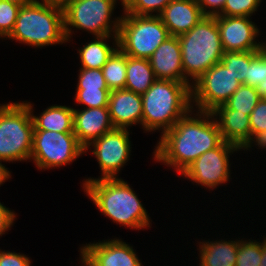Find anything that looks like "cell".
I'll list each match as a JSON object with an SVG mask.
<instances>
[{"instance_id": "obj_1", "label": "cell", "mask_w": 266, "mask_h": 266, "mask_svg": "<svg viewBox=\"0 0 266 266\" xmlns=\"http://www.w3.org/2000/svg\"><path fill=\"white\" fill-rule=\"evenodd\" d=\"M192 112L190 110L171 129L161 134L153 152L156 162L174 167L179 175L198 157L223 142L211 112L196 111L193 117Z\"/></svg>"}, {"instance_id": "obj_2", "label": "cell", "mask_w": 266, "mask_h": 266, "mask_svg": "<svg viewBox=\"0 0 266 266\" xmlns=\"http://www.w3.org/2000/svg\"><path fill=\"white\" fill-rule=\"evenodd\" d=\"M121 178L85 179L84 192L114 223L131 229L150 227V218L138 195Z\"/></svg>"}, {"instance_id": "obj_3", "label": "cell", "mask_w": 266, "mask_h": 266, "mask_svg": "<svg viewBox=\"0 0 266 266\" xmlns=\"http://www.w3.org/2000/svg\"><path fill=\"white\" fill-rule=\"evenodd\" d=\"M191 86L186 82L157 79L142 94V126L147 132L162 130V134L190 110H194L191 102Z\"/></svg>"}, {"instance_id": "obj_4", "label": "cell", "mask_w": 266, "mask_h": 266, "mask_svg": "<svg viewBox=\"0 0 266 266\" xmlns=\"http://www.w3.org/2000/svg\"><path fill=\"white\" fill-rule=\"evenodd\" d=\"M7 38L37 48L68 42L62 6L50 0H36L21 6L14 28Z\"/></svg>"}, {"instance_id": "obj_5", "label": "cell", "mask_w": 266, "mask_h": 266, "mask_svg": "<svg viewBox=\"0 0 266 266\" xmlns=\"http://www.w3.org/2000/svg\"><path fill=\"white\" fill-rule=\"evenodd\" d=\"M178 39L184 82L187 84H193L212 66L220 63L225 52L216 18L212 16H204L190 31L179 35Z\"/></svg>"}, {"instance_id": "obj_6", "label": "cell", "mask_w": 266, "mask_h": 266, "mask_svg": "<svg viewBox=\"0 0 266 266\" xmlns=\"http://www.w3.org/2000/svg\"><path fill=\"white\" fill-rule=\"evenodd\" d=\"M33 131L31 112L24 102L0 104V161L29 160Z\"/></svg>"}, {"instance_id": "obj_7", "label": "cell", "mask_w": 266, "mask_h": 266, "mask_svg": "<svg viewBox=\"0 0 266 266\" xmlns=\"http://www.w3.org/2000/svg\"><path fill=\"white\" fill-rule=\"evenodd\" d=\"M115 5V0H69L66 2L62 8L67 41H70L74 33L72 28L83 29L95 37L118 36L121 17L115 18L114 21L111 19Z\"/></svg>"}, {"instance_id": "obj_8", "label": "cell", "mask_w": 266, "mask_h": 266, "mask_svg": "<svg viewBox=\"0 0 266 266\" xmlns=\"http://www.w3.org/2000/svg\"><path fill=\"white\" fill-rule=\"evenodd\" d=\"M169 36L159 16L124 12L120 19L118 47L128 56L149 59Z\"/></svg>"}, {"instance_id": "obj_9", "label": "cell", "mask_w": 266, "mask_h": 266, "mask_svg": "<svg viewBox=\"0 0 266 266\" xmlns=\"http://www.w3.org/2000/svg\"><path fill=\"white\" fill-rule=\"evenodd\" d=\"M85 148L78 142L74 132L34 130L30 160L38 169H52L69 165Z\"/></svg>"}, {"instance_id": "obj_10", "label": "cell", "mask_w": 266, "mask_h": 266, "mask_svg": "<svg viewBox=\"0 0 266 266\" xmlns=\"http://www.w3.org/2000/svg\"><path fill=\"white\" fill-rule=\"evenodd\" d=\"M242 84L220 62L212 66L191 86V102L197 111L211 112L224 105Z\"/></svg>"}, {"instance_id": "obj_11", "label": "cell", "mask_w": 266, "mask_h": 266, "mask_svg": "<svg viewBox=\"0 0 266 266\" xmlns=\"http://www.w3.org/2000/svg\"><path fill=\"white\" fill-rule=\"evenodd\" d=\"M239 150L241 149L237 145L223 141L218 147L206 151L193 161L181 175L205 188H217L229 181V156Z\"/></svg>"}, {"instance_id": "obj_12", "label": "cell", "mask_w": 266, "mask_h": 266, "mask_svg": "<svg viewBox=\"0 0 266 266\" xmlns=\"http://www.w3.org/2000/svg\"><path fill=\"white\" fill-rule=\"evenodd\" d=\"M129 135L128 129L114 128L85 148V153L90 148L89 146L94 148L91 151L96 156L102 171L101 179L118 178V172L129 160L131 151Z\"/></svg>"}, {"instance_id": "obj_13", "label": "cell", "mask_w": 266, "mask_h": 266, "mask_svg": "<svg viewBox=\"0 0 266 266\" xmlns=\"http://www.w3.org/2000/svg\"><path fill=\"white\" fill-rule=\"evenodd\" d=\"M220 32L222 46L225 52L260 51L263 42L257 43L259 28L244 16H214Z\"/></svg>"}, {"instance_id": "obj_14", "label": "cell", "mask_w": 266, "mask_h": 266, "mask_svg": "<svg viewBox=\"0 0 266 266\" xmlns=\"http://www.w3.org/2000/svg\"><path fill=\"white\" fill-rule=\"evenodd\" d=\"M80 249L85 266H142L133 247L121 239L94 242Z\"/></svg>"}, {"instance_id": "obj_15", "label": "cell", "mask_w": 266, "mask_h": 266, "mask_svg": "<svg viewBox=\"0 0 266 266\" xmlns=\"http://www.w3.org/2000/svg\"><path fill=\"white\" fill-rule=\"evenodd\" d=\"M113 129L108 107L73 108V132L84 148Z\"/></svg>"}, {"instance_id": "obj_16", "label": "cell", "mask_w": 266, "mask_h": 266, "mask_svg": "<svg viewBox=\"0 0 266 266\" xmlns=\"http://www.w3.org/2000/svg\"><path fill=\"white\" fill-rule=\"evenodd\" d=\"M108 110L114 128L128 129L137 123L142 125V96L128 89L110 91Z\"/></svg>"}, {"instance_id": "obj_17", "label": "cell", "mask_w": 266, "mask_h": 266, "mask_svg": "<svg viewBox=\"0 0 266 266\" xmlns=\"http://www.w3.org/2000/svg\"><path fill=\"white\" fill-rule=\"evenodd\" d=\"M148 60L156 79L184 82L181 45L178 36H169Z\"/></svg>"}, {"instance_id": "obj_18", "label": "cell", "mask_w": 266, "mask_h": 266, "mask_svg": "<svg viewBox=\"0 0 266 266\" xmlns=\"http://www.w3.org/2000/svg\"><path fill=\"white\" fill-rule=\"evenodd\" d=\"M170 36L190 31L203 17L196 0H172L159 15Z\"/></svg>"}, {"instance_id": "obj_19", "label": "cell", "mask_w": 266, "mask_h": 266, "mask_svg": "<svg viewBox=\"0 0 266 266\" xmlns=\"http://www.w3.org/2000/svg\"><path fill=\"white\" fill-rule=\"evenodd\" d=\"M223 141L242 147L251 136L249 116L232 109L219 106L211 111ZM218 117V119H217Z\"/></svg>"}, {"instance_id": "obj_20", "label": "cell", "mask_w": 266, "mask_h": 266, "mask_svg": "<svg viewBox=\"0 0 266 266\" xmlns=\"http://www.w3.org/2000/svg\"><path fill=\"white\" fill-rule=\"evenodd\" d=\"M28 106L33 120L34 130L73 132V108L53 105L47 107L39 116L33 114V105L24 101Z\"/></svg>"}, {"instance_id": "obj_21", "label": "cell", "mask_w": 266, "mask_h": 266, "mask_svg": "<svg viewBox=\"0 0 266 266\" xmlns=\"http://www.w3.org/2000/svg\"><path fill=\"white\" fill-rule=\"evenodd\" d=\"M239 240L200 241L199 266H235Z\"/></svg>"}, {"instance_id": "obj_22", "label": "cell", "mask_w": 266, "mask_h": 266, "mask_svg": "<svg viewBox=\"0 0 266 266\" xmlns=\"http://www.w3.org/2000/svg\"><path fill=\"white\" fill-rule=\"evenodd\" d=\"M156 80L148 59L134 58L126 55L125 89L142 95Z\"/></svg>"}, {"instance_id": "obj_23", "label": "cell", "mask_w": 266, "mask_h": 266, "mask_svg": "<svg viewBox=\"0 0 266 266\" xmlns=\"http://www.w3.org/2000/svg\"><path fill=\"white\" fill-rule=\"evenodd\" d=\"M110 37L114 39L115 44L113 42V45H116L115 48L106 43ZM117 48L118 36H94L93 41L78 49L81 68L102 69Z\"/></svg>"}, {"instance_id": "obj_24", "label": "cell", "mask_w": 266, "mask_h": 266, "mask_svg": "<svg viewBox=\"0 0 266 266\" xmlns=\"http://www.w3.org/2000/svg\"><path fill=\"white\" fill-rule=\"evenodd\" d=\"M110 91L124 89L126 84V54L118 47L102 67Z\"/></svg>"}, {"instance_id": "obj_25", "label": "cell", "mask_w": 266, "mask_h": 266, "mask_svg": "<svg viewBox=\"0 0 266 266\" xmlns=\"http://www.w3.org/2000/svg\"><path fill=\"white\" fill-rule=\"evenodd\" d=\"M246 85L256 88L261 99H266V51H250V65Z\"/></svg>"}, {"instance_id": "obj_26", "label": "cell", "mask_w": 266, "mask_h": 266, "mask_svg": "<svg viewBox=\"0 0 266 266\" xmlns=\"http://www.w3.org/2000/svg\"><path fill=\"white\" fill-rule=\"evenodd\" d=\"M261 100L256 88L242 84L221 109H232L250 116L257 103Z\"/></svg>"}, {"instance_id": "obj_27", "label": "cell", "mask_w": 266, "mask_h": 266, "mask_svg": "<svg viewBox=\"0 0 266 266\" xmlns=\"http://www.w3.org/2000/svg\"><path fill=\"white\" fill-rule=\"evenodd\" d=\"M220 62L241 84L246 85V76L250 65V51L224 52Z\"/></svg>"}, {"instance_id": "obj_28", "label": "cell", "mask_w": 266, "mask_h": 266, "mask_svg": "<svg viewBox=\"0 0 266 266\" xmlns=\"http://www.w3.org/2000/svg\"><path fill=\"white\" fill-rule=\"evenodd\" d=\"M235 266H259L262 257V242L239 240Z\"/></svg>"}, {"instance_id": "obj_29", "label": "cell", "mask_w": 266, "mask_h": 266, "mask_svg": "<svg viewBox=\"0 0 266 266\" xmlns=\"http://www.w3.org/2000/svg\"><path fill=\"white\" fill-rule=\"evenodd\" d=\"M75 93V101L86 108L108 107L109 88L77 89Z\"/></svg>"}, {"instance_id": "obj_30", "label": "cell", "mask_w": 266, "mask_h": 266, "mask_svg": "<svg viewBox=\"0 0 266 266\" xmlns=\"http://www.w3.org/2000/svg\"><path fill=\"white\" fill-rule=\"evenodd\" d=\"M262 0H226L219 16L251 17L257 11Z\"/></svg>"}, {"instance_id": "obj_31", "label": "cell", "mask_w": 266, "mask_h": 266, "mask_svg": "<svg viewBox=\"0 0 266 266\" xmlns=\"http://www.w3.org/2000/svg\"><path fill=\"white\" fill-rule=\"evenodd\" d=\"M20 7L15 3L0 0V38L5 39L12 32Z\"/></svg>"}, {"instance_id": "obj_32", "label": "cell", "mask_w": 266, "mask_h": 266, "mask_svg": "<svg viewBox=\"0 0 266 266\" xmlns=\"http://www.w3.org/2000/svg\"><path fill=\"white\" fill-rule=\"evenodd\" d=\"M77 89L108 88L102 69L80 68Z\"/></svg>"}, {"instance_id": "obj_33", "label": "cell", "mask_w": 266, "mask_h": 266, "mask_svg": "<svg viewBox=\"0 0 266 266\" xmlns=\"http://www.w3.org/2000/svg\"><path fill=\"white\" fill-rule=\"evenodd\" d=\"M172 0H136V2L125 12L141 16H159L165 6Z\"/></svg>"}, {"instance_id": "obj_34", "label": "cell", "mask_w": 266, "mask_h": 266, "mask_svg": "<svg viewBox=\"0 0 266 266\" xmlns=\"http://www.w3.org/2000/svg\"><path fill=\"white\" fill-rule=\"evenodd\" d=\"M251 135L266 130V99H261L249 116Z\"/></svg>"}, {"instance_id": "obj_35", "label": "cell", "mask_w": 266, "mask_h": 266, "mask_svg": "<svg viewBox=\"0 0 266 266\" xmlns=\"http://www.w3.org/2000/svg\"><path fill=\"white\" fill-rule=\"evenodd\" d=\"M0 266H31V260L24 254L0 250Z\"/></svg>"}, {"instance_id": "obj_36", "label": "cell", "mask_w": 266, "mask_h": 266, "mask_svg": "<svg viewBox=\"0 0 266 266\" xmlns=\"http://www.w3.org/2000/svg\"><path fill=\"white\" fill-rule=\"evenodd\" d=\"M196 1L200 6L204 16L214 17L218 16L223 11L226 0H196Z\"/></svg>"}, {"instance_id": "obj_37", "label": "cell", "mask_w": 266, "mask_h": 266, "mask_svg": "<svg viewBox=\"0 0 266 266\" xmlns=\"http://www.w3.org/2000/svg\"><path fill=\"white\" fill-rule=\"evenodd\" d=\"M16 219L15 212L9 210L0 202V236L6 233Z\"/></svg>"}, {"instance_id": "obj_38", "label": "cell", "mask_w": 266, "mask_h": 266, "mask_svg": "<svg viewBox=\"0 0 266 266\" xmlns=\"http://www.w3.org/2000/svg\"><path fill=\"white\" fill-rule=\"evenodd\" d=\"M254 142L262 150L265 149L266 148V130L251 135L250 138L246 141V143L240 149H242L244 151L246 149V151H247L248 148H251V145Z\"/></svg>"}, {"instance_id": "obj_39", "label": "cell", "mask_w": 266, "mask_h": 266, "mask_svg": "<svg viewBox=\"0 0 266 266\" xmlns=\"http://www.w3.org/2000/svg\"><path fill=\"white\" fill-rule=\"evenodd\" d=\"M4 164L0 161V186L9 178H11V173L8 168H5Z\"/></svg>"}, {"instance_id": "obj_40", "label": "cell", "mask_w": 266, "mask_h": 266, "mask_svg": "<svg viewBox=\"0 0 266 266\" xmlns=\"http://www.w3.org/2000/svg\"><path fill=\"white\" fill-rule=\"evenodd\" d=\"M259 266H266V237L262 242V257Z\"/></svg>"}, {"instance_id": "obj_41", "label": "cell", "mask_w": 266, "mask_h": 266, "mask_svg": "<svg viewBox=\"0 0 266 266\" xmlns=\"http://www.w3.org/2000/svg\"><path fill=\"white\" fill-rule=\"evenodd\" d=\"M117 3V0H115ZM121 1V5H123L122 9L124 10V12H126L135 2L136 0H120Z\"/></svg>"}, {"instance_id": "obj_42", "label": "cell", "mask_w": 266, "mask_h": 266, "mask_svg": "<svg viewBox=\"0 0 266 266\" xmlns=\"http://www.w3.org/2000/svg\"><path fill=\"white\" fill-rule=\"evenodd\" d=\"M6 1H9V2H12V3H15L19 6H26V5H29L33 2H35L36 0H6Z\"/></svg>"}, {"instance_id": "obj_43", "label": "cell", "mask_w": 266, "mask_h": 266, "mask_svg": "<svg viewBox=\"0 0 266 266\" xmlns=\"http://www.w3.org/2000/svg\"><path fill=\"white\" fill-rule=\"evenodd\" d=\"M53 3L57 4V5H61L63 6L66 2H68L69 0H50Z\"/></svg>"}, {"instance_id": "obj_44", "label": "cell", "mask_w": 266, "mask_h": 266, "mask_svg": "<svg viewBox=\"0 0 266 266\" xmlns=\"http://www.w3.org/2000/svg\"><path fill=\"white\" fill-rule=\"evenodd\" d=\"M263 49H264V51H266V43L265 42H263Z\"/></svg>"}]
</instances>
